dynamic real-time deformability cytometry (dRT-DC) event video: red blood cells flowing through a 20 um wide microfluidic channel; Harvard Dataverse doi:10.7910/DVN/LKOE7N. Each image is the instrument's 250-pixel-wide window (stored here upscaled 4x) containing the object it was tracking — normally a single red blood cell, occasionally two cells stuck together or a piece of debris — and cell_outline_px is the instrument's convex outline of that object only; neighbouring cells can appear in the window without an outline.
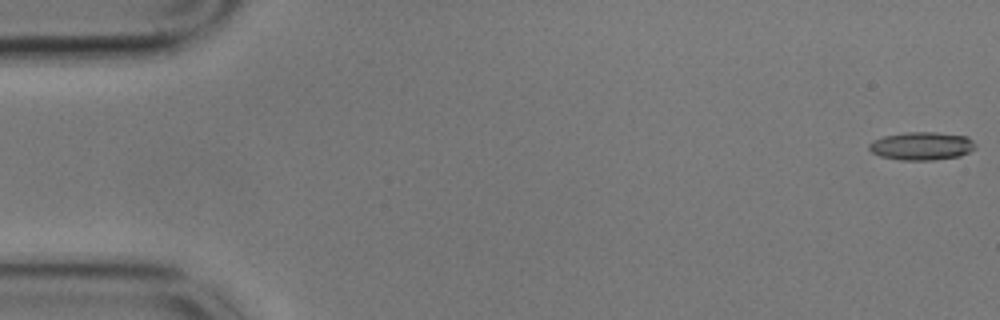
{"species": "common noctule bat (a hibernating species)", "species_latin": "Nyctalus noctula", "temperature_condition": "cold", "stored_images_in_passage": 16, "camera_frame_rate_fps": 3000, "um_per_image_px": 0.085, "animal": {"sex": "male", "body_mass_g": 17.9}, "frame": {"image": 1, "passage_image": 1, "time_ms": 0.0, "image_size_px": [1000, 320], "cell_outline_px": [[976, 148], [960, 156], [932, 160], [900, 160], [880, 156], [872, 152], [868, 148], [868, 144], [884, 136], [904, 132], [936, 132], [968, 136], [976, 144]], "centroid_in_image_um": [78.37, 12.4], "position_along_channel_um": 6.6, "area_um2": 17.46}}
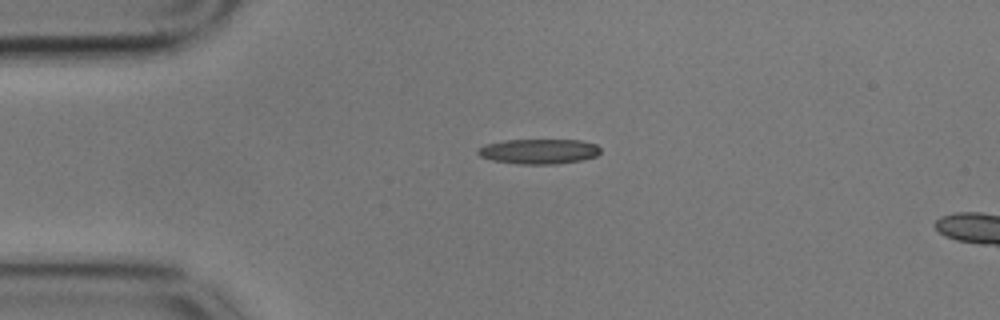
{"frame": {"image": 2, "passage_image": 13, "time_ms": 4.0, "image_size_px": [1000, 320], "cell_outline_px": [[600, 152], [596, 156], [584, 160], [552, 164], [520, 164], [492, 160], [480, 156], [476, 152], [476, 148], [484, 144], [504, 140], [580, 140], [596, 144], [600, 148]], "centroid_in_image_um": [45.78, 12.86], "position_along_channel_um": 39.2, "area_um2": 17.98}}